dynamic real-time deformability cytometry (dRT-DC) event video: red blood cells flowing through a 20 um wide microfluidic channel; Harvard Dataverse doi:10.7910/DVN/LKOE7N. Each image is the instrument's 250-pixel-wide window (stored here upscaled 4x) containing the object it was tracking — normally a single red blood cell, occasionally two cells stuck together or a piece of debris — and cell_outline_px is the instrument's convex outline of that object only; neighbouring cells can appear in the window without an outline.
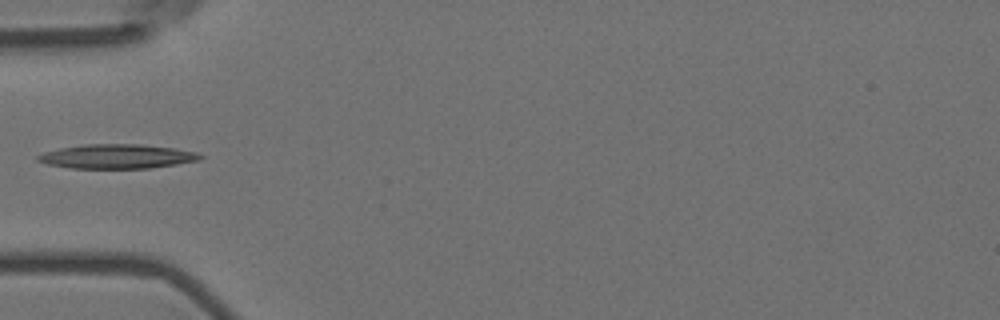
{"species": "Egyptian fruit bat (a non-hibernating species)", "species_latin": "Rousettus aegyptiacus", "temperature_condition": "room temperature", "stored_images_in_passage": 4, "camera_frame_rate_fps": 3000, "um_per_image_px": 0.085, "animal": {"sex": "female"}, "frame": {"image": 1, "passage_image": 4, "time_ms": 1.0, "image_size_px": [1000, 320], "cell_outline_px": [[204, 156], [200, 160], [176, 164], [148, 168], [72, 168], [48, 164], [36, 160], [36, 156], [44, 152], [60, 148], [84, 144], [140, 144], [176, 148], [196, 152]], "centroid_in_image_um": [9.95, 13.29], "position_along_channel_um": 75.0, "area_um2": 22.95}}